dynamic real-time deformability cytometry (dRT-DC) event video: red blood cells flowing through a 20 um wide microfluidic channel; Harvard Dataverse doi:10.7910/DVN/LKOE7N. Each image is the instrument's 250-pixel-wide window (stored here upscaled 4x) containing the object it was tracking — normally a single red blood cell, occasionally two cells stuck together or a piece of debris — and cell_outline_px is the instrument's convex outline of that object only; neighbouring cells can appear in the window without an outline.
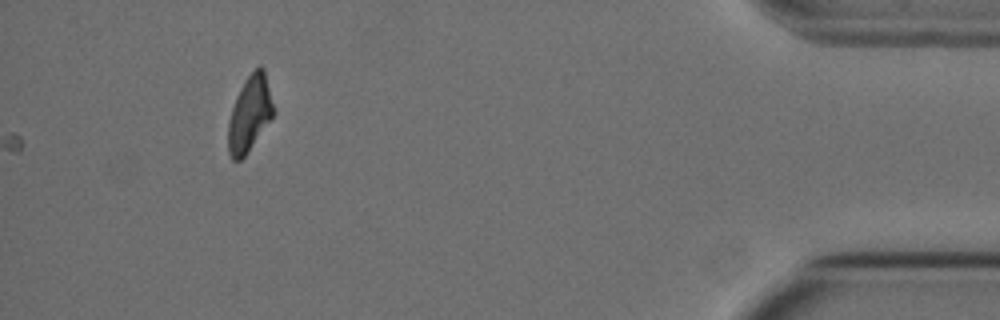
{"species": "Egyptian fruit bat (a non-hibernating species)", "species_latin": "Rousettus aegyptiacus", "temperature_condition": "cold", "stored_images_in_passage": 40, "camera_frame_rate_fps": 3000, "um_per_image_px": 0.085, "animal": {"sex": "female"}, "frame": {"image": 1, "passage_image": 40, "time_ms": 13.0, "image_size_px": [1000, 320], "cell_outline_px": [[272, 116], [248, 152], [240, 160], [232, 160], [228, 152], [228, 120], [236, 96], [244, 80], [260, 64], [264, 68], [272, 104]], "centroid_in_image_um": [21.17, 9.68], "position_along_channel_um": 414.0, "area_um2": 19.48}}